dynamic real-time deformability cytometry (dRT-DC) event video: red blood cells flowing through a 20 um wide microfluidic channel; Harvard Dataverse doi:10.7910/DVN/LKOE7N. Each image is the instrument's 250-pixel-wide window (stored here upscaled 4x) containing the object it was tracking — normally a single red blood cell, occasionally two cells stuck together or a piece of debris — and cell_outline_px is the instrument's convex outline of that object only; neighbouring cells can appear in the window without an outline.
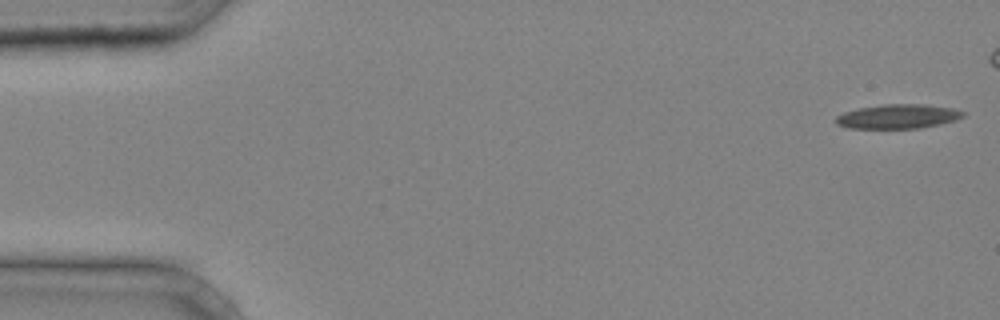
{"species": "common noctule bat (a hibernating species)", "species_latin": "Nyctalus noctula", "temperature_condition": "cold", "stored_images_in_passage": 35, "camera_frame_rate_fps": 3000, "um_per_image_px": 0.085, "animal": {"sex": "male", "body_mass_g": 20.4}, "frame": {"image": 1, "passage_image": 1, "time_ms": 0.0, "image_size_px": [1000, 320], "cell_outline_px": [[964, 116], [956, 120], [940, 124], [920, 128], [848, 128], [836, 124], [832, 120], [836, 116], [844, 112], [860, 108], [884, 104], [924, 104], [952, 108], [964, 112]], "centroid_in_image_um": [76.3, 9.9], "position_along_channel_um": 8.7, "area_um2": 18.03}}
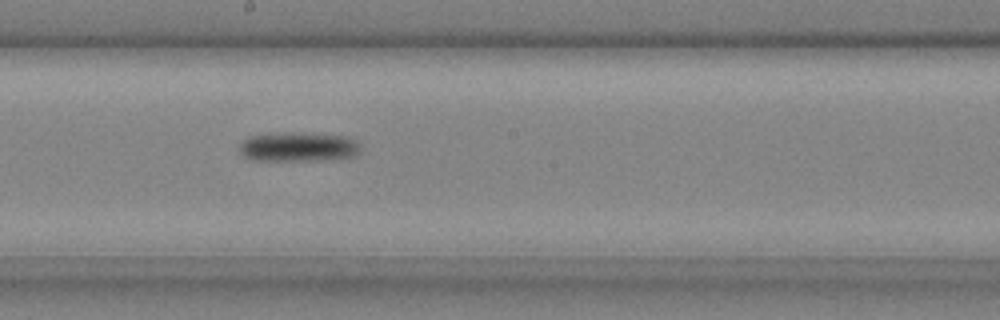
{"frame": {"image": 2, "passage_image": 23, "time_ms": 7.333, "image_size_px": [1000, 320], "cell_outline_px": [[360, 152], [356, 156], [340, 160], [252, 160], [244, 156], [240, 152], [240, 144], [248, 136], [284, 132], [300, 132], [348, 136], [356, 140], [360, 144]], "centroid_in_image_um": [25.44, 12.48], "position_along_channel_um": 222.8, "area_um2": 21.27}}
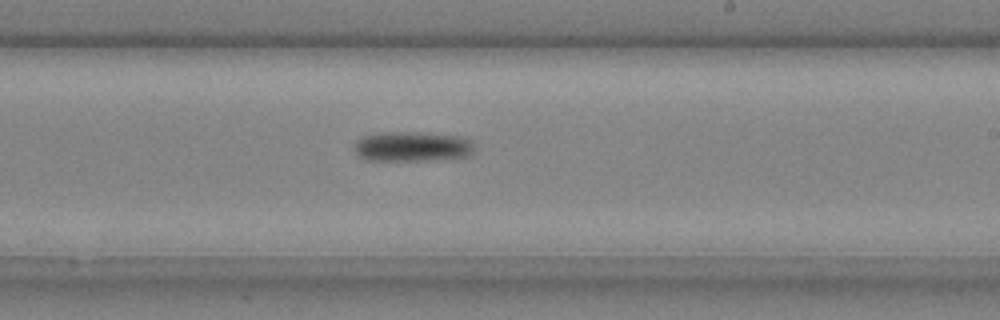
{"frame": {"image": 3, "passage_image": 25, "time_ms": 8.0, "image_size_px": [1000, 320], "cell_outline_px": [[476, 152], [472, 156], [428, 160], [368, 160], [360, 156], [356, 152], [356, 144], [364, 136], [384, 132], [416, 132], [460, 136], [472, 140]], "centroid_in_image_um": [35.16, 12.46], "position_along_channel_um": 253.8, "area_um2": 20.87}}